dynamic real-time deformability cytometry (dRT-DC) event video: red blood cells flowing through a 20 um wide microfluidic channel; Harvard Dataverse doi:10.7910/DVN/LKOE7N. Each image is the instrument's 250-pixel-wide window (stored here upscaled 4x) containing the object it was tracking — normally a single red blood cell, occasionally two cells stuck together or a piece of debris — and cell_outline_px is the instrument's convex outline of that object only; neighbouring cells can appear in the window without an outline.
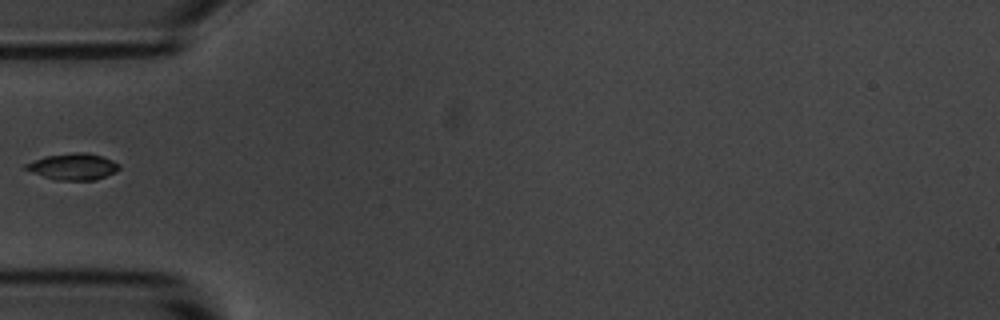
{"species": "common noctule bat (a hibernating species)", "species_latin": "Nyctalus noctula", "temperature_condition": "room temperature", "stored_images_in_passage": 5, "segment_of_instrument_passage": [2, 2], "camera_frame_rate_fps": 3000, "um_per_image_px": 0.085, "animal": {"sex": "male", "body_mass_g": 20.1, "forearm_length_mm": 53.5}, "frame": {"image": 1, "passage_image": 5, "time_ms": 4.667, "image_size_px": [1000, 320], "cell_outline_px": [[120, 168], [116, 172], [96, 180], [56, 180], [44, 176], [24, 168], [24, 164], [44, 156], [76, 152], [88, 152], [112, 160], [120, 164]], "centroid_in_image_um": [6.25, 14.15], "position_along_channel_um": 78.8, "area_um2": 14.33}}